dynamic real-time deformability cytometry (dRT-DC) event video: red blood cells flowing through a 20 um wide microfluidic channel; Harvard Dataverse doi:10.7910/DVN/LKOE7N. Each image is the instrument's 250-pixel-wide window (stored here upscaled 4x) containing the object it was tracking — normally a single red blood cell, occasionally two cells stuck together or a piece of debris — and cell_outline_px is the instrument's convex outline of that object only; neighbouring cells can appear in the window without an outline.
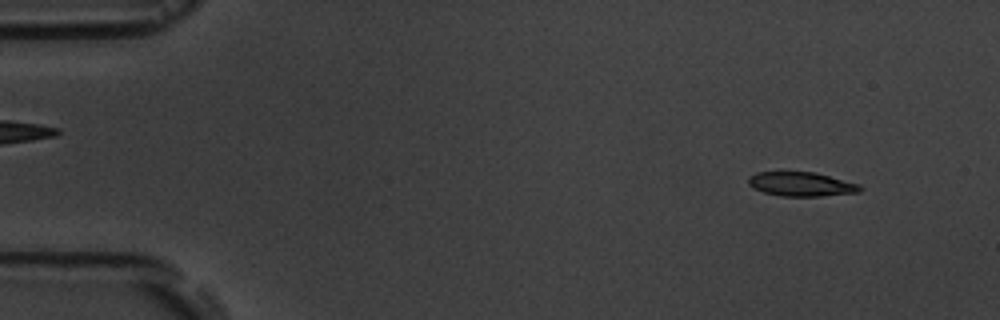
{"species": "common noctule bat (a hibernating species)", "species_latin": "Nyctalus noctula", "temperature_condition": "room temperature", "stored_images_in_passage": 4, "camera_frame_rate_fps": 3000, "um_per_image_px": 0.085, "animal": {"sex": "male", "body_mass_g": 19.5, "forearm_length_mm": 54.6}, "frame": {"image": 1, "passage_image": 1, "time_ms": 0.0, "image_size_px": [1000, 320], "cell_outline_px": [[864, 188], [860, 192], [820, 196], [780, 196], [764, 192], [752, 188], [748, 184], [748, 176], [756, 172], [816, 172], [860, 184]], "centroid_in_image_um": [68.11, 15.65], "position_along_channel_um": 16.9, "area_um2": 15.9}}
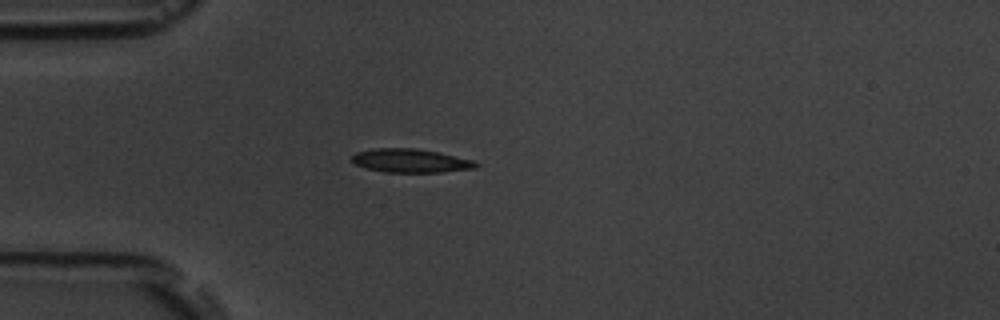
{"frame": {"image": 2, "passage_image": 4, "time_ms": 3.333, "image_size_px": [1000, 320], "cell_outline_px": [[480, 164], [476, 168], [444, 172], [384, 172], [364, 168], [356, 164], [352, 160], [352, 156], [356, 152], [372, 148], [416, 148], [440, 152], [472, 160]], "centroid_in_image_um": [34.9, 13.66], "position_along_channel_um": 50.1, "area_um2": 17.22}}